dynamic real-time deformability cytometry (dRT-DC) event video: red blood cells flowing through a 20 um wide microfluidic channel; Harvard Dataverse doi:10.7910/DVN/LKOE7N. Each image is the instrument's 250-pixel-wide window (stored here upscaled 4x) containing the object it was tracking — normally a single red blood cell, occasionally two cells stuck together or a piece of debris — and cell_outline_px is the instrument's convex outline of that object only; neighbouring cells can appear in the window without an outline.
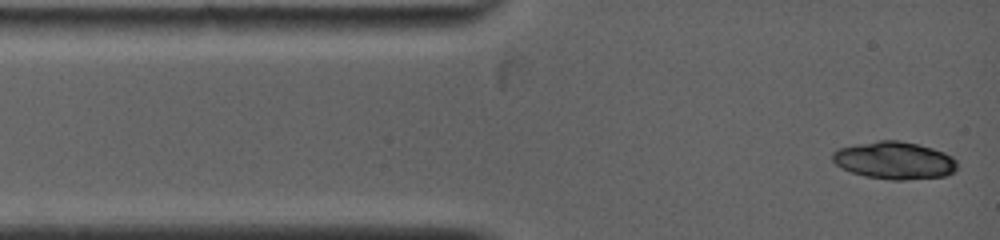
{"species": "common noctule bat (a hibernating species)", "species_latin": "Nyctalus noctula", "temperature_condition": "warm", "stored_images_in_passage": 12, "camera_frame_rate_fps": 5000, "um_per_image_px": 0.085, "animal": {"sex": "female", "body_mass_g": 19.0, "forearm_length_mm": 53.3}, "frame": {"image": 1, "passage_image": 1, "time_ms": 0.0, "image_size_px": [1000, 240], "cell_outline_px": [[956, 168], [948, 176], [904, 180], [892, 180], [864, 176], [840, 168], [832, 160], [832, 152], [836, 148], [856, 144], [880, 140], [900, 140], [932, 148], [944, 152], [952, 156], [956, 160]], "centroid_in_image_um": [76.0, 13.63], "position_along_channel_um": 9.0, "area_um2": 27.4}}